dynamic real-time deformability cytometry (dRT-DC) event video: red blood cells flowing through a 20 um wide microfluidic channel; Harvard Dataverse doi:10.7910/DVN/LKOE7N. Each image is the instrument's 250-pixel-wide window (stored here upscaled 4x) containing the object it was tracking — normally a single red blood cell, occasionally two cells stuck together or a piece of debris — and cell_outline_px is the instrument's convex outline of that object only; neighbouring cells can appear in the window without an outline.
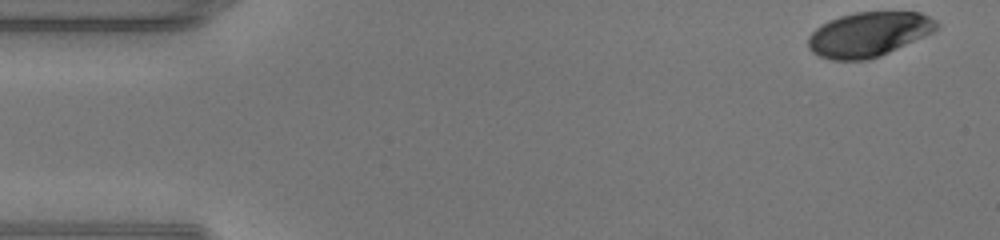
{"species": "human", "species_latin": "Homo sapiens", "temperature_condition": "warm", "stored_images_in_passage": 47, "camera_frame_rate_fps": 3000, "um_per_image_px": 0.085, "donor": {"sex": "male"}, "frame": {"image": 1, "passage_image": 1, "time_ms": 0.0, "image_size_px": [1000, 240], "cell_outline_px": [[940, 24], [932, 32], [924, 36], [880, 56], [868, 60], [832, 60], [820, 56], [812, 52], [808, 48], [808, 36], [816, 28], [828, 20], [840, 16], [856, 12], [920, 12], [936, 20]], "centroid_in_image_um": [73.81, 2.92], "position_along_channel_um": 11.2, "area_um2": 33.29}}
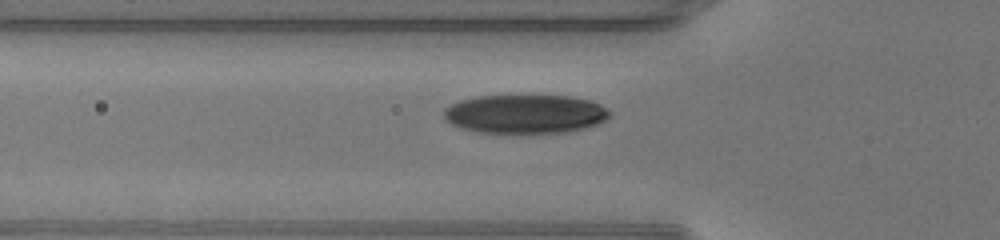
{"frame": {"image": 2, "passage_image": 15, "time_ms": 4.667, "image_size_px": [1000, 240], "cell_outline_px": [[612, 116], [608, 120], [600, 124], [588, 128], [572, 132], [524, 136], [480, 132], [460, 128], [452, 124], [444, 116], [444, 108], [460, 100], [476, 96], [568, 96], [588, 100], [600, 104], [612, 112]], "centroid_in_image_um": [44.72, 9.75], "position_along_channel_um": 81.1, "area_um2": 38.96}}
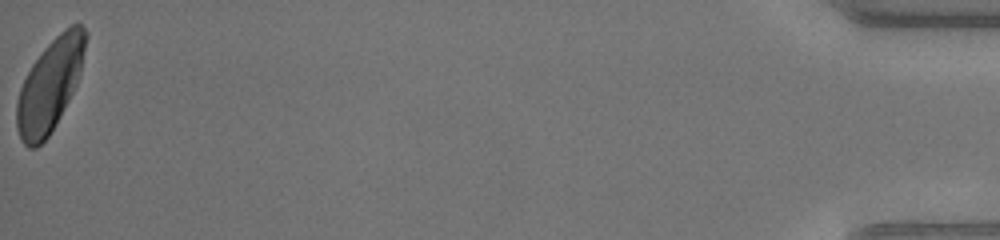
{"frame": {"image": 3, "passage_image": 47, "time_ms": 15.333, "image_size_px": [1000, 240], "cell_outline_px": [[88, 36], [80, 72], [76, 84], [68, 100], [48, 136], [36, 148], [28, 148], [20, 140], [16, 128], [16, 100], [20, 88], [32, 64], [44, 48], [64, 28], [72, 24], [80, 24], [88, 32]], "centroid_in_image_um": [4.23, 7.23], "position_along_channel_um": 431.0, "area_um2": 36.65}, "authors_computed_cell_mechanics": {"area_um2": 36.414, "velocity_mm_per_s": 4.3003, "shape_relaxation_time_tau1_ms": 1.8026, "shape_relaxation_time_tau2_ms": null, "deformation_change_tau1": 0.1276, "deformation_change_tau2": null}}